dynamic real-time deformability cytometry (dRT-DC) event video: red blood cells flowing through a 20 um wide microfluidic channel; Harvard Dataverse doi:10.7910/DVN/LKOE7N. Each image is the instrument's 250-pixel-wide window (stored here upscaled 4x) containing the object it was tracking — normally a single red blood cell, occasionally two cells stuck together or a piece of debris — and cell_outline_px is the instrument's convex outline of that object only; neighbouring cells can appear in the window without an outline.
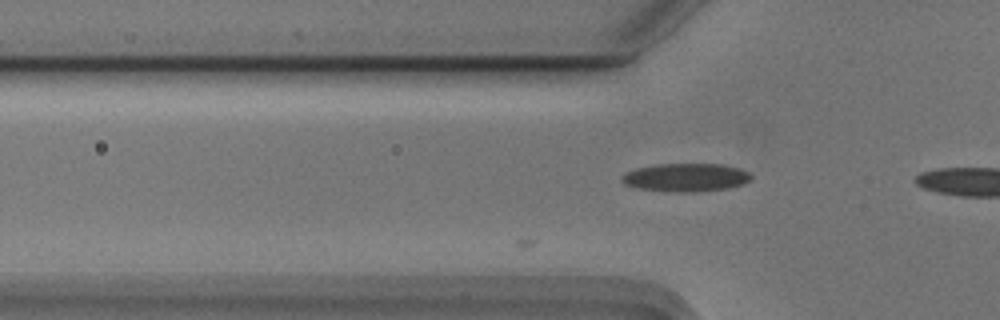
{"species": "Egyptian fruit bat (a non-hibernating species)", "species_latin": "Rousettus aegyptiacus", "temperature_condition": "cold", "stored_images_in_passage": 6, "camera_frame_rate_fps": 3000, "um_per_image_px": 0.085, "animal": {"sex": "male"}, "frame": {"image": 1, "passage_image": 6, "time_ms": 1.667, "image_size_px": [1000, 320], "cell_outline_px": [[752, 180], [744, 184], [728, 188], [696, 192], [676, 192], [636, 188], [624, 184], [620, 180], [620, 176], [636, 168], [660, 164], [724, 164], [740, 168], [748, 172], [752, 176]], "centroid_in_image_um": [58.32, 15.08], "position_along_channel_um": 67.5, "area_um2": 21.44}}